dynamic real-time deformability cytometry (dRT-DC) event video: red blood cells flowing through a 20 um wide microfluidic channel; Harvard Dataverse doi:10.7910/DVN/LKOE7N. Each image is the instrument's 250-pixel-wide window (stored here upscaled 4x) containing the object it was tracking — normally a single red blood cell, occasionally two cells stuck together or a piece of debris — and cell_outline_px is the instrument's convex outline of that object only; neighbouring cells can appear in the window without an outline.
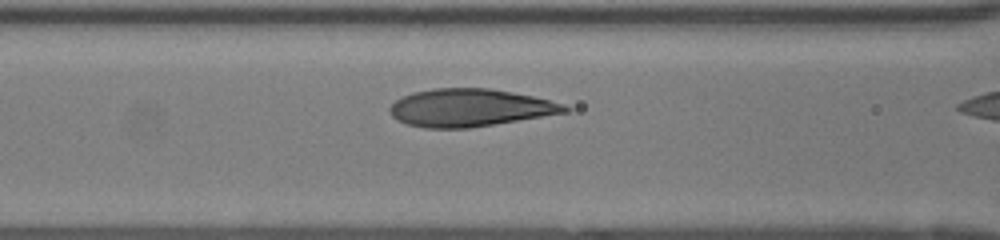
{"species": "human", "species_latin": "Homo sapiens", "temperature_condition": "room temperature", "stored_images_in_passage": 12, "camera_frame_rate_fps": 3000, "um_per_image_px": 0.085, "donor": {"sex": "female"}, "frame": {"image": 1, "passage_image": 10, "time_ms": 3.0, "image_size_px": [1000, 240], "cell_outline_px": [[572, 108], [568, 112], [468, 128], [424, 128], [408, 124], [396, 120], [388, 112], [388, 108], [396, 100], [412, 92], [432, 88], [488, 88], [512, 92], [532, 96], [564, 104]], "centroid_in_image_um": [39.9, 9.15], "position_along_channel_um": 126.7, "area_um2": 38.26}}